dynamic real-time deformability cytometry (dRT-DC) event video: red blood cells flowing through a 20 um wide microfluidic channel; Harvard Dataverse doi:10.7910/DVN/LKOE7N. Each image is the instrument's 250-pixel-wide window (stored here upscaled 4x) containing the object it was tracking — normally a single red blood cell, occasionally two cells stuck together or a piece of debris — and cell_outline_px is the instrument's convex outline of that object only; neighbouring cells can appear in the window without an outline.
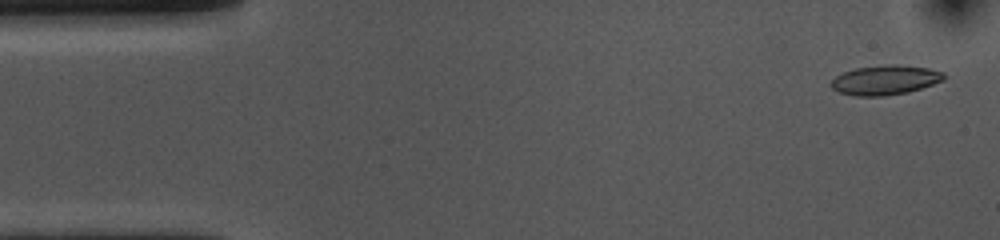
{"species": "common noctule bat (a hibernating species)", "species_latin": "Nyctalus noctula", "temperature_condition": "cold", "stored_images_in_passage": 9, "camera_frame_rate_fps": 3000, "um_per_image_px": 0.085, "animal": {"sex": "female", "body_mass_g": 10.0, "forearm_length_mm": 53.1}, "frame": {"image": 1, "passage_image": 2, "time_ms": 0.333, "image_size_px": [1000, 240], "cell_outline_px": [[944, 80], [908, 92], [884, 96], [856, 96], [840, 92], [832, 88], [828, 84], [836, 76], [844, 72], [856, 68], [888, 64], [896, 64], [928, 68], [944, 72]], "centroid_in_image_um": [75.22, 6.8], "position_along_channel_um": 9.8, "area_um2": 19.36}}